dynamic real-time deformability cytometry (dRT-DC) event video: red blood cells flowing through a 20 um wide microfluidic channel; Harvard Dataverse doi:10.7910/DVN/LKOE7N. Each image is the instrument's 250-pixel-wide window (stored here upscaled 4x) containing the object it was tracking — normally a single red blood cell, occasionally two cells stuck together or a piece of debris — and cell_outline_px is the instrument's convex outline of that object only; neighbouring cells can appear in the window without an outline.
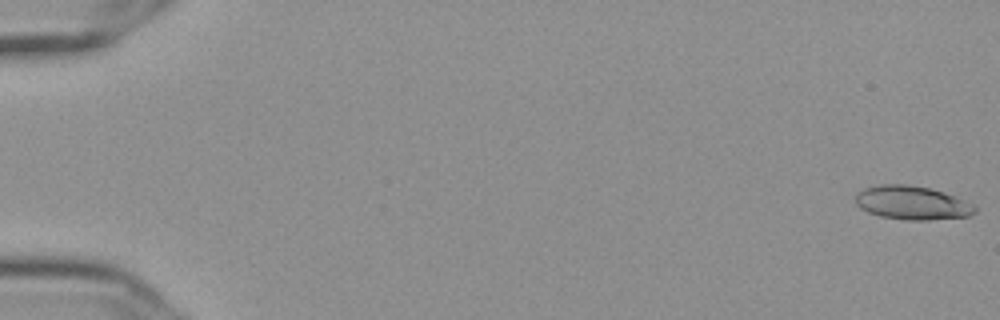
{"species": "Egyptian fruit bat (a non-hibernating species)", "species_latin": "Rousettus aegyptiacus", "temperature_condition": "cold", "stored_images_in_passage": 54, "camera_frame_rate_fps": 3000, "um_per_image_px": 0.085, "frame": {"image": 1, "passage_image": 1, "time_ms": 0.0, "image_size_px": [1000, 320], "cell_outline_px": [[976, 212], [972, 216], [928, 220], [904, 220], [880, 216], [868, 212], [860, 208], [856, 204], [856, 196], [864, 188], [880, 184], [904, 184], [928, 188], [944, 192], [956, 196], [976, 208]], "centroid_in_image_um": [77.52, 17.25], "position_along_channel_um": 7.5, "area_um2": 23.35}}
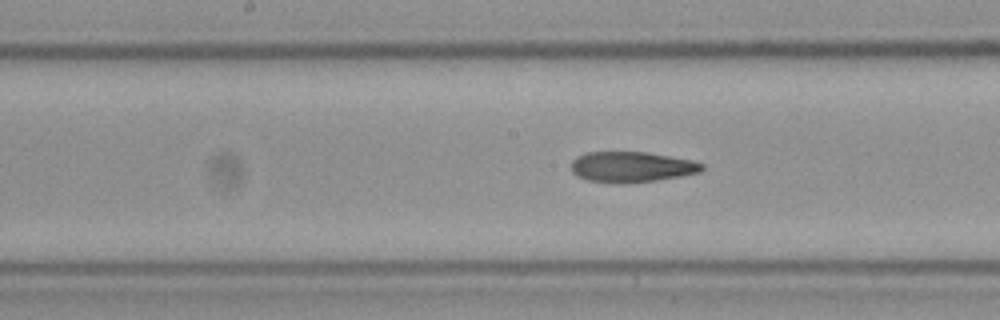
{"frame": {"image": 2, "passage_image": 30, "time_ms": 9.667, "image_size_px": [1000, 320], "cell_outline_px": [[704, 168], [700, 172], [680, 176], [656, 180], [588, 180], [576, 176], [572, 172], [572, 160], [576, 156], [584, 152], [648, 152], [692, 160], [704, 164]], "centroid_in_image_um": [53.7, 14.13], "position_along_channel_um": 194.5, "area_um2": 22.43}}
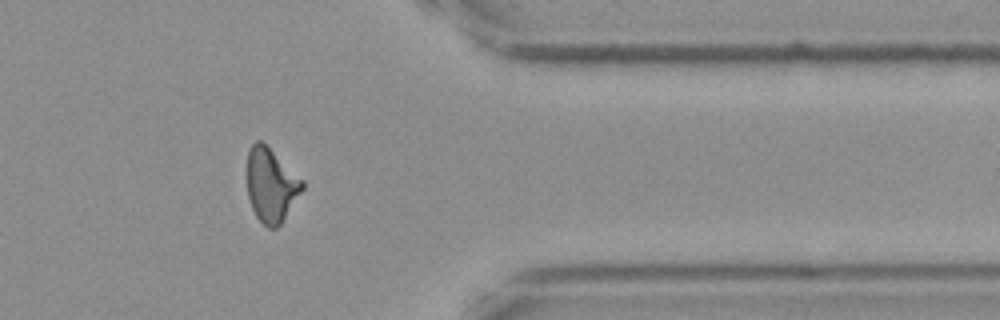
{"frame": {"image": 3, "passage_image": 47, "time_ms": 15.333, "image_size_px": [1000, 320], "cell_outline_px": [[304, 188], [280, 224], [276, 228], [268, 228], [256, 216], [252, 208], [248, 196], [248, 152], [252, 144], [256, 140], [260, 140], [304, 180]], "centroid_in_image_um": [23.05, 15.74], "position_along_channel_um": 388.4, "area_um2": 23.35}}